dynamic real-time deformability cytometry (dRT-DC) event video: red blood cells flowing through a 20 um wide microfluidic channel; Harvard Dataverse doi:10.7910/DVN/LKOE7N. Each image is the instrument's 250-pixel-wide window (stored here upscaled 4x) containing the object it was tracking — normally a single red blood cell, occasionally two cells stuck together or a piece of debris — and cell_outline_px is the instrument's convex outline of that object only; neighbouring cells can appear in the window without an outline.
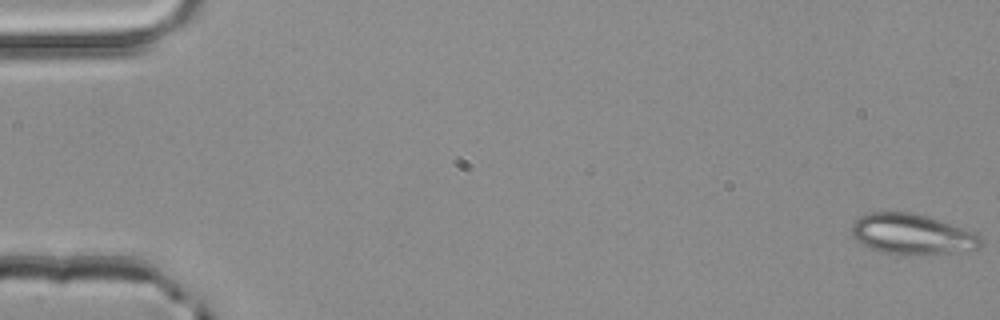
{"species": "common noctule bat (a hibernating species)", "species_latin": "Nyctalus noctula", "temperature_condition": "room temperature", "stored_images_in_passage": 34, "camera_frame_rate_fps": 3000, "um_per_image_px": 0.085, "animal": {"sex": "male", "body_mass_g": 20.4}, "frame": {"image": 1, "passage_image": 1, "time_ms": 0.0, "image_size_px": [1000, 320], "cell_outline_px": [[984, 244], [980, 248], [948, 252], [880, 252], [856, 240], [852, 236], [852, 224], [860, 216], [872, 212], [912, 212], [928, 216], [976, 232], [984, 240]], "centroid_in_image_um": [77.56, 19.85], "position_along_channel_um": 7.4, "area_um2": 29.65}}
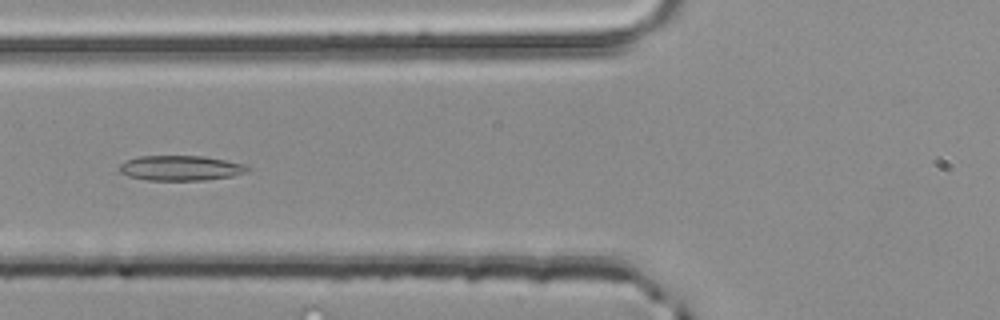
{"frame": {"image": 2, "passage_image": 21, "time_ms": 6.667, "image_size_px": [1000, 320], "cell_outline_px": [[252, 168], [244, 172], [232, 176], [204, 180], [148, 180], [128, 176], [120, 172], [120, 164], [136, 156], [204, 156], [244, 164]], "centroid_in_image_um": [15.35, 14.28], "position_along_channel_um": 110.5, "area_um2": 18.55}}
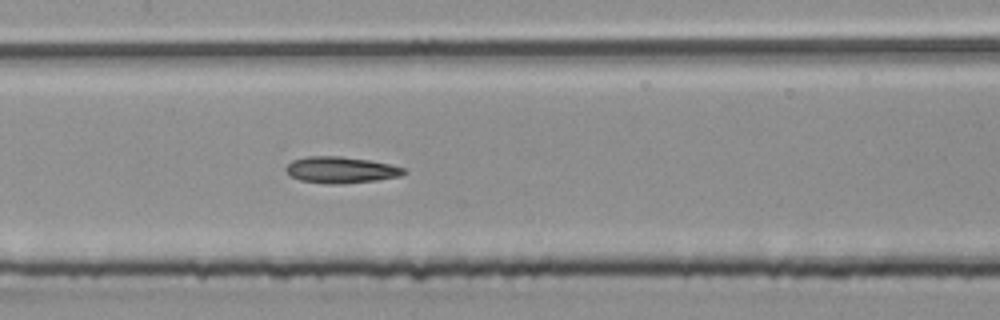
{"frame": {"image": 3, "passage_image": 26, "time_ms": 8.333, "image_size_px": [1000, 320], "cell_outline_px": [[408, 172], [400, 176], [376, 180], [340, 184], [328, 184], [300, 180], [288, 176], [284, 168], [292, 160], [308, 156], [340, 156], [368, 160], [388, 164], [404, 168]], "centroid_in_image_um": [28.93, 14.44], "position_along_channel_um": 178.5, "area_um2": 18.15}}